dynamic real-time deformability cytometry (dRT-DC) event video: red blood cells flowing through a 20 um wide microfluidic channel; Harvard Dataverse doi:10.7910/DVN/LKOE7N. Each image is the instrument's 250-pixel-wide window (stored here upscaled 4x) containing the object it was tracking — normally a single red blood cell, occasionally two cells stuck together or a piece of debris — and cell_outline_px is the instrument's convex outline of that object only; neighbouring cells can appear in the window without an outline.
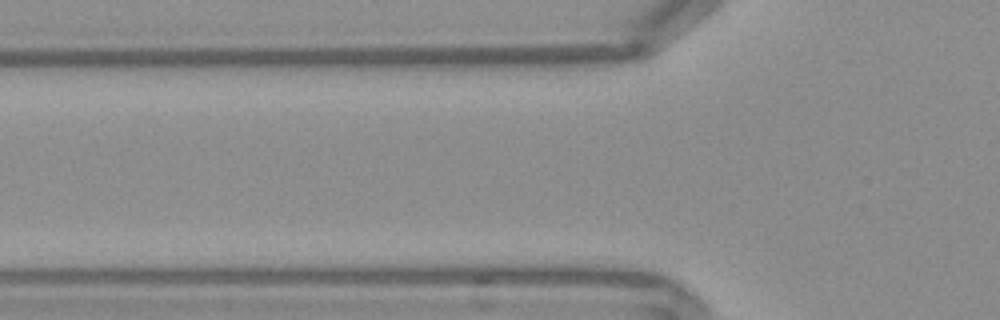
{"species": "Egyptian fruit bat (a non-hibernating species)", "species_latin": "Rousettus aegyptiacus", "temperature_condition": "warm", "stored_images_in_passage": 4, "camera_frame_rate_fps": 3000, "um_per_image_px": 0.085, "frame": {"image": 1, "passage_image": 3, "time_ms": 0.667, "image_size_px": [1000, 320], "cell_outline_px": [[652, 52], [640, 56], [568, 76], [416, 76], [404, 56], [648, 48], [652, 48]], "centroid_in_image_um": [44.21, 5.34], "position_along_channel_um": 81.6, "area_um2": 35.14}}